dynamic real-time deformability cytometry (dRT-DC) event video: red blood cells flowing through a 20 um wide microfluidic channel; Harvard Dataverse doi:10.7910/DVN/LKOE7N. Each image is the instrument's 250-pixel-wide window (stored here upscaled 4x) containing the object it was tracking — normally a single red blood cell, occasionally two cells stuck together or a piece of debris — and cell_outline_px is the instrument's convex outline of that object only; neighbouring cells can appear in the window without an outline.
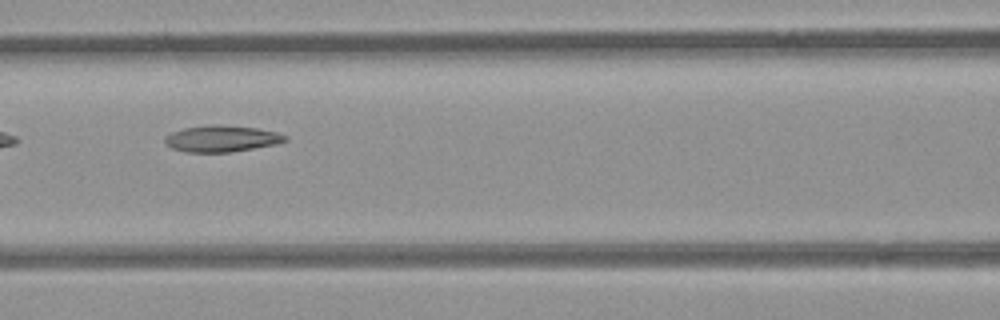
{"species": "common noctule bat (a hibernating species)", "species_latin": "Nyctalus noctula", "temperature_condition": "room temperature", "stored_images_in_passage": 9, "camera_frame_rate_fps": 3000, "um_per_image_px": 0.085, "animal": {"sex": "female", "body_mass_g": 21.9}, "frame": {"image": 1, "passage_image": 6, "time_ms": 5.667, "image_size_px": [1000, 320], "cell_outline_px": [[288, 140], [276, 144], [228, 152], [184, 152], [172, 148], [164, 144], [164, 136], [172, 132], [184, 128], [216, 124], [256, 128], [276, 132], [288, 136]], "centroid_in_image_um": [18.81, 11.78], "position_along_channel_um": 147.8, "area_um2": 18.44}}
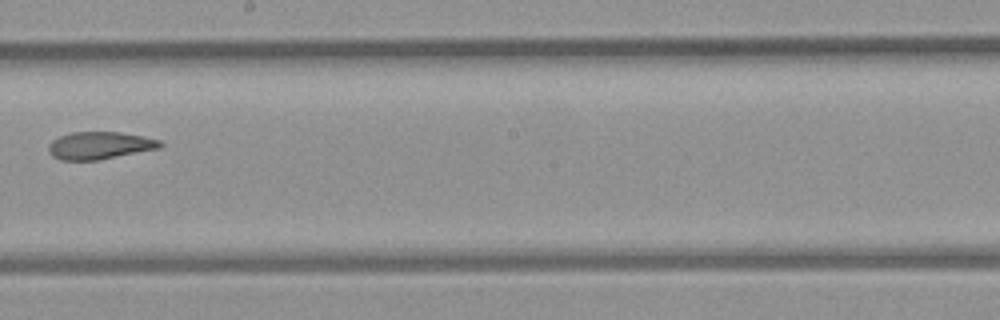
{"frame": {"image": 2, "passage_image": 8, "time_ms": 8.0, "image_size_px": [1000, 320], "cell_outline_px": [[164, 144], [160, 148], [96, 160], [60, 160], [52, 156], [48, 148], [48, 144], [52, 140], [60, 136], [72, 132], [120, 132], [144, 136], [160, 140]], "centroid_in_image_um": [8.47, 12.36], "position_along_channel_um": 239.7, "area_um2": 17.8}}
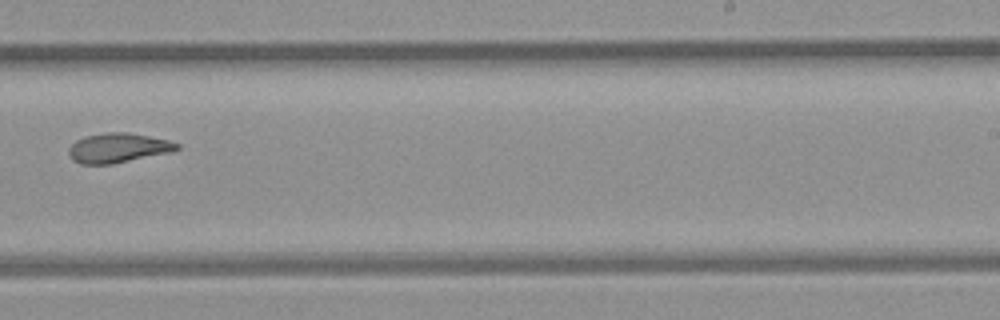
{"frame": {"image": 3, "passage_image": 9, "time_ms": 9.0, "image_size_px": [1000, 320], "cell_outline_px": [[180, 148], [172, 152], [112, 164], [80, 164], [72, 160], [68, 152], [68, 148], [76, 140], [84, 136], [108, 132], [128, 132], [168, 140], [180, 144]], "centroid_in_image_um": [10.03, 12.57], "position_along_channel_um": 279.0, "area_um2": 18.73}}